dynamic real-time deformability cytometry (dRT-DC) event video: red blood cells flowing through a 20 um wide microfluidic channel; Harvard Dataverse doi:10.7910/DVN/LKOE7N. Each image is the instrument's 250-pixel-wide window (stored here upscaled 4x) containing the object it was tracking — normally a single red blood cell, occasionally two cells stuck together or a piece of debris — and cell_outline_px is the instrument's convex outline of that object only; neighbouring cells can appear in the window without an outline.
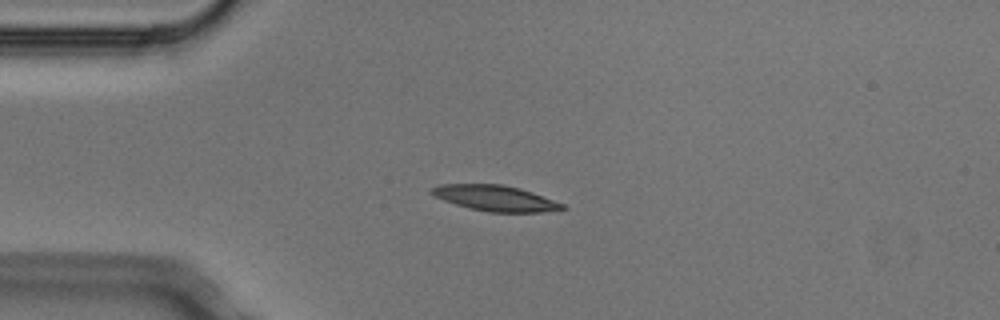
{"species": "Egyptian fruit bat (a non-hibernating species)", "species_latin": "Rousettus aegyptiacus", "temperature_condition": "cold", "stored_images_in_passage": 3, "camera_frame_rate_fps": 3000, "um_per_image_px": 0.085, "animal": {"sex": "male"}, "frame": {"image": 1, "passage_image": 3, "time_ms": 0.667, "image_size_px": [1000, 320], "cell_outline_px": [[568, 208], [544, 212], [488, 212], [468, 208], [444, 200], [428, 192], [432, 188], [440, 184], [500, 184], [520, 188], [532, 192], [564, 204]], "centroid_in_image_um": [42.11, 16.85], "position_along_channel_um": 42.9, "area_um2": 19.48}}